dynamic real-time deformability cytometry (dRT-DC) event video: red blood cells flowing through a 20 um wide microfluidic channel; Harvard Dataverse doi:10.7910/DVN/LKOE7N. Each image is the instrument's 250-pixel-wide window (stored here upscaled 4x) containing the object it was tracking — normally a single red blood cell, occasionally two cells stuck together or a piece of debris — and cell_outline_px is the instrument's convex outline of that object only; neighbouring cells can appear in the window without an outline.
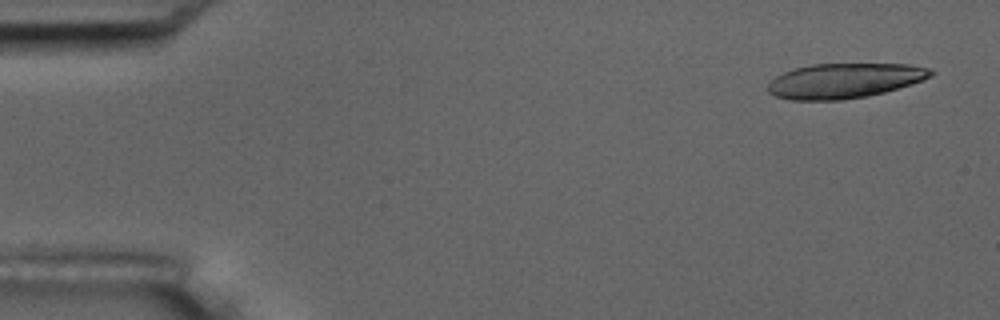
{"species": "common noctule bat (a hibernating species)", "species_latin": "Nyctalus noctula", "temperature_condition": "room temperature", "stored_images_in_passage": 5, "camera_frame_rate_fps": 3000, "um_per_image_px": 0.085, "animal": {"sex": "male", "body_mass_g": 17.5, "forearm_length_mm": 52.3}, "frame": {"image": 1, "passage_image": 1, "time_ms": 0.0, "image_size_px": [1000, 320], "cell_outline_px": [[936, 72], [932, 76], [912, 84], [884, 92], [868, 96], [840, 100], [792, 100], [776, 96], [768, 92], [768, 84], [776, 76], [784, 72], [796, 68], [812, 64], [908, 64], [928, 68]], "centroid_in_image_um": [71.79, 6.86], "position_along_channel_um": 13.2, "area_um2": 33.06}}